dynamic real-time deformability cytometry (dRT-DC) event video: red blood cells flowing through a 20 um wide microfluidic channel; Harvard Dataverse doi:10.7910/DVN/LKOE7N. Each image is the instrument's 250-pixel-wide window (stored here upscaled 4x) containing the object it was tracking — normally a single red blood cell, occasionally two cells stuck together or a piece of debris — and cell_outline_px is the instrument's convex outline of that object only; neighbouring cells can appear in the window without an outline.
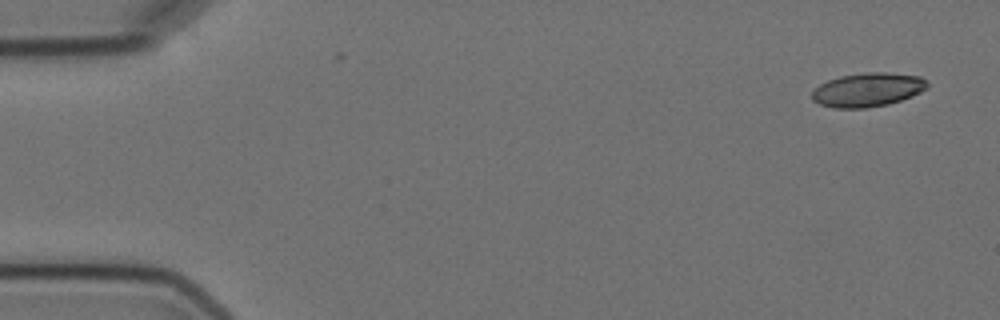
{"species": "Egyptian fruit bat (a non-hibernating species)", "species_latin": "Rousettus aegyptiacus", "temperature_condition": "cold", "stored_images_in_passage": 3, "camera_frame_rate_fps": 3000, "um_per_image_px": 0.085, "animal": {"sex": "female"}, "frame": {"image": 1, "passage_image": 1, "time_ms": 0.0, "image_size_px": [1000, 320], "cell_outline_px": [[928, 88], [912, 96], [888, 104], [864, 108], [832, 108], [820, 104], [812, 100], [812, 92], [820, 84], [828, 80], [840, 76], [864, 72], [884, 72], [920, 76], [928, 80]], "centroid_in_image_um": [73.77, 7.62], "position_along_channel_um": 11.2, "area_um2": 22.83}}